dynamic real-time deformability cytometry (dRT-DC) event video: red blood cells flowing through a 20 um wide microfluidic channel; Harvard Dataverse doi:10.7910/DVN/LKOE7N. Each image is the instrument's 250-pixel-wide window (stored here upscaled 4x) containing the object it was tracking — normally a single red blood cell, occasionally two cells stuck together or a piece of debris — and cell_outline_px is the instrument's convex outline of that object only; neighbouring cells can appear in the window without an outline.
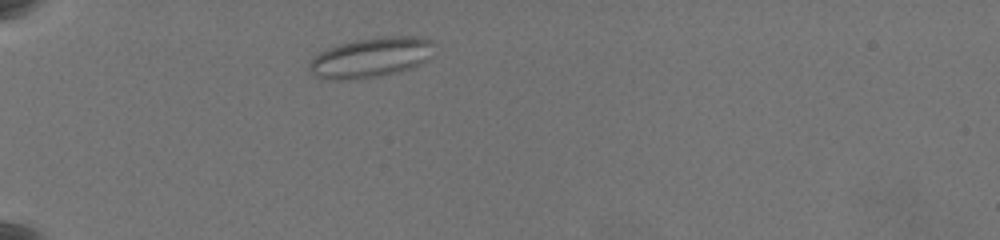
{"species": "common noctule bat (a hibernating species)", "species_latin": "Nyctalus noctula", "temperature_condition": "warm", "stored_images_in_passage": 43, "camera_frame_rate_fps": 3000, "um_per_image_px": 0.085, "animal": {"sex": "female", "body_mass_g": 19.5, "forearm_length_mm": 54.1}, "frame": {"image": 1, "passage_image": 4, "time_ms": 1.0, "image_size_px": [1000, 240], "cell_outline_px": [[432, 56], [428, 60], [412, 68], [380, 76], [344, 80], [336, 80], [316, 76], [308, 68], [308, 64], [320, 52], [328, 48], [340, 44], [356, 40], [380, 36], [428, 36], [432, 40]], "centroid_in_image_um": [31.59, 4.87], "position_along_channel_um": 53.4, "area_um2": 29.13}}
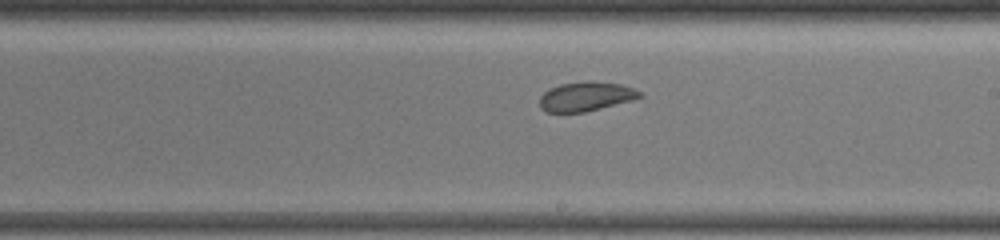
{"frame": {"image": 2, "passage_image": 22, "time_ms": 7.0, "image_size_px": [1000, 240], "cell_outline_px": [[644, 96], [632, 100], [584, 112], [544, 112], [540, 108], [540, 96], [544, 92], [560, 84], [584, 80], [592, 80], [620, 84], [632, 88], [640, 92]], "centroid_in_image_um": [49.78, 8.19], "position_along_channel_um": 239.2, "area_um2": 17.11}}
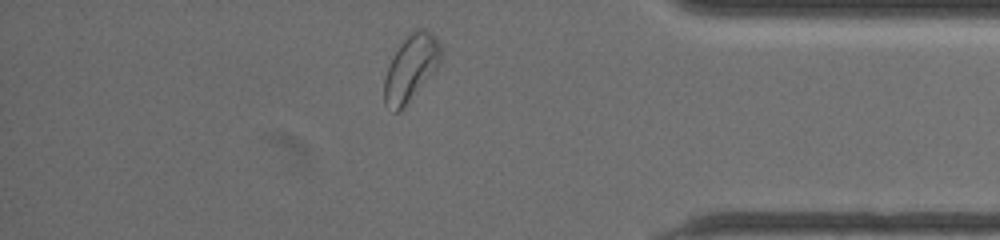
{"frame": {"image": 3, "passage_image": 37, "time_ms": 12.0, "image_size_px": [1000, 240], "cell_outline_px": [[440, 60], [436, 68], [400, 112], [396, 112], [384, 104], [384, 80], [388, 68], [400, 44], [416, 28], [424, 28], [436, 36], [440, 44]], "centroid_in_image_um": [34.92, 5.77], "position_along_channel_um": 400.3, "area_um2": 21.15}, "authors_computed_cell_mechanics": {"area_um2": 19.4208, "velocity_mm_per_s": 3.5915, "shape_relaxation_time_tau1_ms": null, "shape_relaxation_time_tau2_ms": 4.6017, "deformation_change_tau1": null, "deformation_change_tau2": 0.11}}